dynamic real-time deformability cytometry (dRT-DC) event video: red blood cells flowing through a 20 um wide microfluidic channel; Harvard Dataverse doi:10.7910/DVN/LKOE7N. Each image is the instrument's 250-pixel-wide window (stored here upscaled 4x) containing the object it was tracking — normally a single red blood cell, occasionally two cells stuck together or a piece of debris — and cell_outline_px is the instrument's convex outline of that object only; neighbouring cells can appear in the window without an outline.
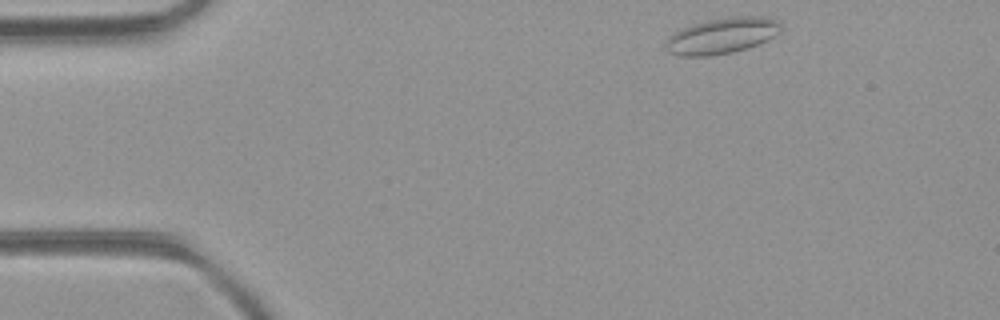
{"species": "common noctule bat (a hibernating species)", "species_latin": "Nyctalus noctula", "temperature_condition": "room temperature", "stored_images_in_passage": 47, "camera_frame_rate_fps": 3000, "um_per_image_px": 0.085, "animal": {"sex": "female", "body_mass_g": 21.9}, "frame": {"image": 1, "passage_image": 2, "time_ms": 0.333, "image_size_px": [1000, 320], "cell_outline_px": [[780, 32], [776, 36], [768, 40], [748, 48], [732, 52], [712, 56], [680, 56], [668, 52], [664, 48], [664, 40], [668, 36], [692, 24], [708, 20], [732, 16], [768, 16], [776, 20], [780, 24]], "centroid_in_image_um": [61.36, 3.04], "position_along_channel_um": 23.6, "area_um2": 24.39}}
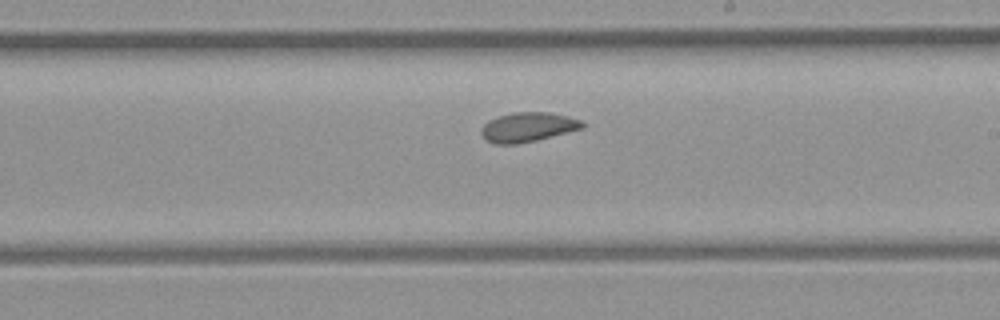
{"frame": {"image": 2, "passage_image": 25, "time_ms": 8.0, "image_size_px": [1000, 320], "cell_outline_px": [[584, 128], [536, 140], [516, 144], [496, 144], [484, 140], [480, 132], [484, 124], [488, 120], [496, 116], [512, 112], [552, 112], [584, 120]], "centroid_in_image_um": [44.86, 10.79], "position_along_channel_um": 244.1, "area_um2": 17.63}}
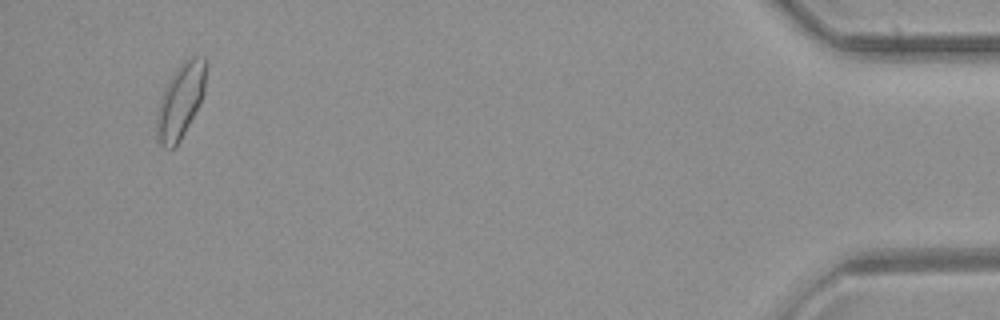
{"frame": {"image": 3, "passage_image": 45, "time_ms": 14.667, "image_size_px": [1000, 320], "cell_outline_px": [[208, 64], [204, 92], [200, 104], [180, 140], [172, 148], [164, 148], [156, 140], [156, 112], [164, 88], [176, 68], [188, 56], [204, 56], [208, 60]], "centroid_in_image_um": [15.36, 8.52], "position_along_channel_um": 419.8, "area_um2": 21.85}, "authors_computed_cell_mechanics": {"area_um2": 18.1492, "velocity_mm_per_s": 3.8958, "shape_relaxation_time_tau1_ms": null, "shape_relaxation_time_tau2_ms": 3.4432, "deformation_change_tau1": null, "deformation_change_tau2": 0.0826}}